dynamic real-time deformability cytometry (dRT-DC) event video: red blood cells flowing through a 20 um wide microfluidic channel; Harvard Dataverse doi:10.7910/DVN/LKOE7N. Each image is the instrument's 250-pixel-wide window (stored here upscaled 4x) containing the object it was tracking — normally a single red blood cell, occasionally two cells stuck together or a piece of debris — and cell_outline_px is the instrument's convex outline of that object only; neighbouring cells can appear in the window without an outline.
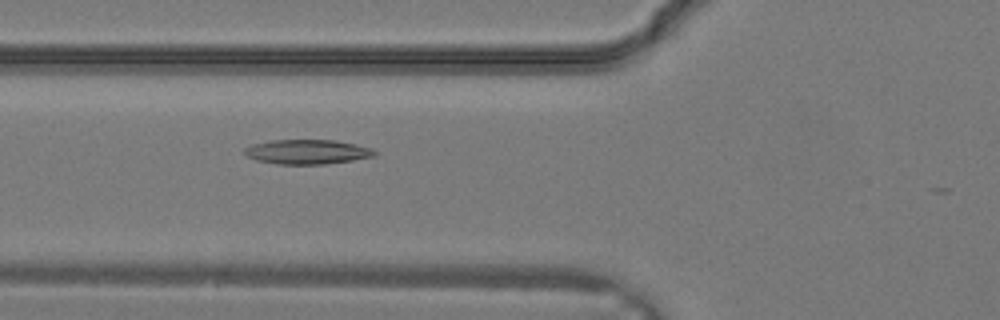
{"species": "common noctule bat (a hibernating species)", "species_latin": "Nyctalus noctula", "temperature_condition": "warm", "stored_images_in_passage": 13, "camera_frame_rate_fps": 3000, "um_per_image_px": 0.085, "animal": {"sex": "male", "body_mass_g": 19.2, "forearm_length_mm": 51.8}, "frame": {"image": 1, "passage_image": 13, "time_ms": 4.0, "image_size_px": [1000, 320], "cell_outline_px": [[376, 156], [352, 160], [324, 164], [276, 164], [256, 160], [248, 156], [244, 152], [244, 148], [252, 144], [272, 140], [332, 140], [372, 148], [376, 152]], "centroid_in_image_um": [26.09, 12.91], "position_along_channel_um": 99.7, "area_um2": 18.44}}